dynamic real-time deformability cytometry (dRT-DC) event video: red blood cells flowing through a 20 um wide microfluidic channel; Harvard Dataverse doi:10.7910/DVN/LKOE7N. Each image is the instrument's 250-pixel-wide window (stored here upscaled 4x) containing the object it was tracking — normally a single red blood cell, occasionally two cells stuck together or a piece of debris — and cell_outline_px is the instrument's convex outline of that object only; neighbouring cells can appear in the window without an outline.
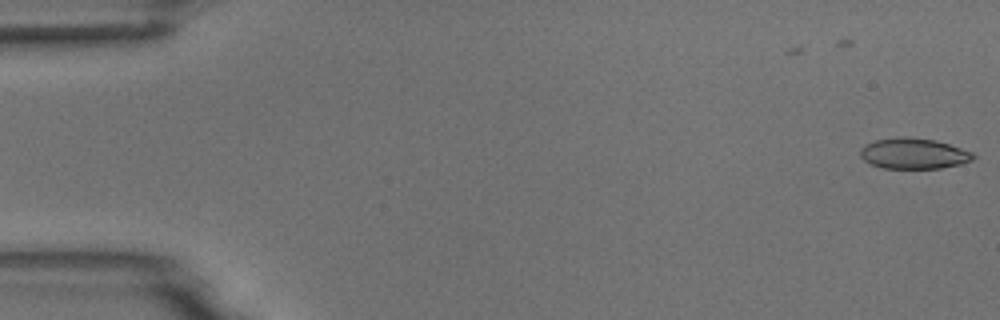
{"species": "common noctule bat (a hibernating species)", "species_latin": "Nyctalus noctula", "temperature_condition": "room temperature", "stored_images_in_passage": 2, "camera_frame_rate_fps": 3000, "um_per_image_px": 0.085, "animal": {"sex": "male", "body_mass_g": 18.8}, "frame": {"image": 1, "passage_image": 2, "time_ms": 0.333, "image_size_px": [1000, 320], "cell_outline_px": [[976, 156], [972, 160], [960, 164], [940, 168], [884, 168], [868, 164], [860, 156], [860, 148], [864, 144], [876, 140], [900, 136], [908, 136], [936, 140], [972, 152]], "centroid_in_image_um": [77.62, 13.04], "position_along_channel_um": 7.4, "area_um2": 20.35}}